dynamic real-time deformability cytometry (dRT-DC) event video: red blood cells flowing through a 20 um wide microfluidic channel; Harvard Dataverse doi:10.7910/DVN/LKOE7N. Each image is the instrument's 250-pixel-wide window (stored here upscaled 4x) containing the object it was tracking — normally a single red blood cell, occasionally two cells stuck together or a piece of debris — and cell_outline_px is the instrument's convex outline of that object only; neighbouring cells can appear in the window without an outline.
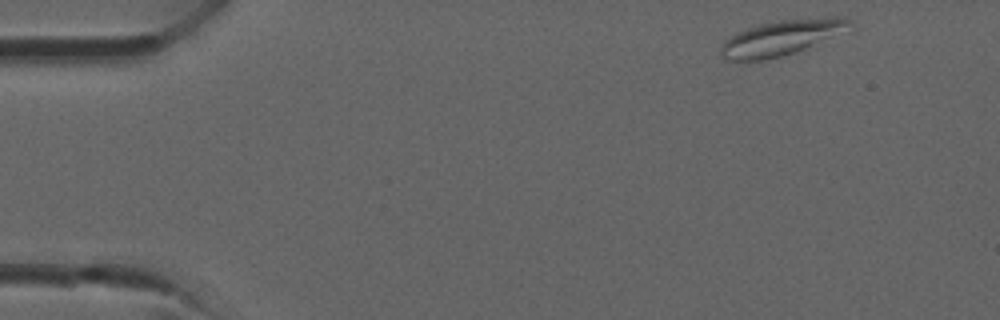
{"species": "common noctule bat (a hibernating species)", "species_latin": "Nyctalus noctula", "temperature_condition": "room temperature", "stored_images_in_passage": 11, "camera_frame_rate_fps": 3000, "um_per_image_px": 0.085, "animal": {"sex": "male", "forearm_length_mm": 52.5}, "frame": {"image": 1, "passage_image": 1, "time_ms": 0.0, "image_size_px": [1000, 320], "cell_outline_px": [[856, 32], [780, 56], [764, 60], [724, 60], [720, 56], [720, 48], [724, 40], [736, 32], [760, 24], [776, 20], [832, 16], [848, 16], [856, 24]], "centroid_in_image_um": [66.66, 3.16], "position_along_channel_um": 18.3, "area_um2": 27.8}}
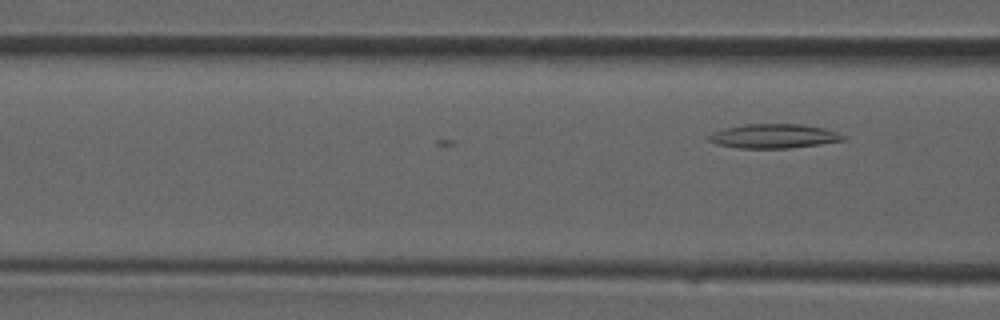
{"frame": {"image": 2, "passage_image": 11, "time_ms": 3.333, "image_size_px": [1000, 320], "cell_outline_px": [[844, 140], [820, 144], [788, 148], [740, 148], [716, 144], [708, 140], [708, 136], [712, 132], [724, 128], [744, 124], [800, 124], [824, 128], [836, 132], [844, 136]], "centroid_in_image_um": [65.73, 11.56], "position_along_channel_um": 100.9, "area_um2": 18.84}}